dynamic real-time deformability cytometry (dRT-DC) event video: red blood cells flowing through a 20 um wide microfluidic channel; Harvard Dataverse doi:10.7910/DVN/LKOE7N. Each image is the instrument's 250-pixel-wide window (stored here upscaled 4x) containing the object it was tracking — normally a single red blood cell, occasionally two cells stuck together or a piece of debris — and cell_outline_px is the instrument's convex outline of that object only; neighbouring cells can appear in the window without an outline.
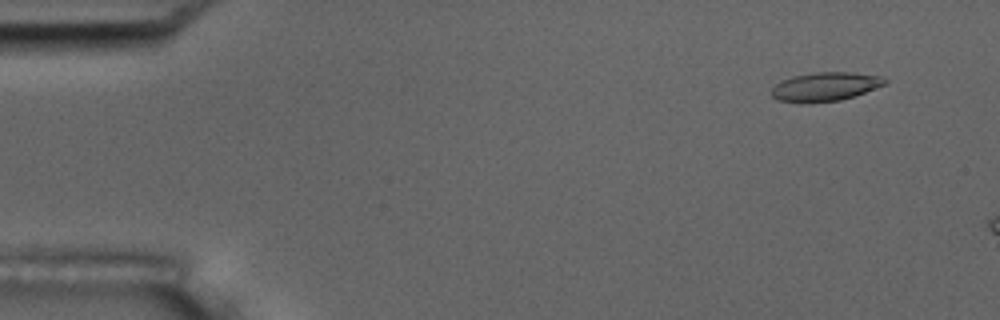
{"species": "common noctule bat (a hibernating species)", "species_latin": "Nyctalus noctula", "temperature_condition": "room temperature", "stored_images_in_passage": 11, "camera_frame_rate_fps": 3000, "um_per_image_px": 0.085, "animal": {"sex": "male", "body_mass_g": 17.5, "forearm_length_mm": 52.3}, "frame": {"image": 1, "passage_image": 5, "time_ms": 1.333, "image_size_px": [1000, 320], "cell_outline_px": [[888, 84], [840, 100], [804, 104], [776, 100], [772, 96], [772, 88], [780, 80], [792, 76], [816, 72], [852, 72], [884, 76], [888, 80]], "centroid_in_image_um": [70.14, 7.37], "position_along_channel_um": 14.9, "area_um2": 19.36}}